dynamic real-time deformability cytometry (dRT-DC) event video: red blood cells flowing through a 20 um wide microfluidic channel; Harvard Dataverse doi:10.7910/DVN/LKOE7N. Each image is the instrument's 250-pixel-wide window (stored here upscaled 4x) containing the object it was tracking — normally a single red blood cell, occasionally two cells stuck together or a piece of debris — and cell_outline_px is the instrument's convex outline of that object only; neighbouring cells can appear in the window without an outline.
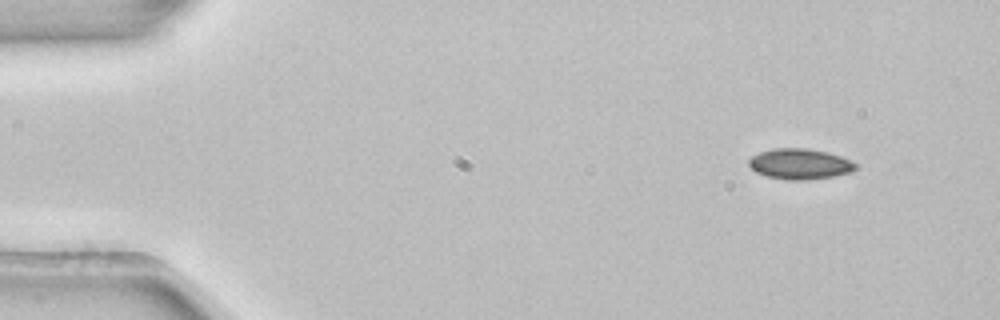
{"species": "common noctule bat (a hibernating species)", "species_latin": "Nyctalus noctula", "temperature_condition": "room temperature", "stored_images_in_passage": 4, "camera_frame_rate_fps": 3000, "um_per_image_px": 0.085, "animal": {"sex": "female", "body_mass_g": 22.7, "forearm_length_mm": 54.2}, "frame": {"image": 1, "passage_image": 1, "time_ms": 0.0, "image_size_px": [1000, 320], "cell_outline_px": [[856, 168], [848, 172], [832, 176], [808, 180], [788, 180], [768, 176], [756, 172], [748, 164], [748, 160], [752, 156], [760, 152], [772, 148], [808, 148], [828, 152], [852, 160], [856, 164]], "centroid_in_image_um": [67.97, 13.92], "position_along_channel_um": 17.0, "area_um2": 18.96}}
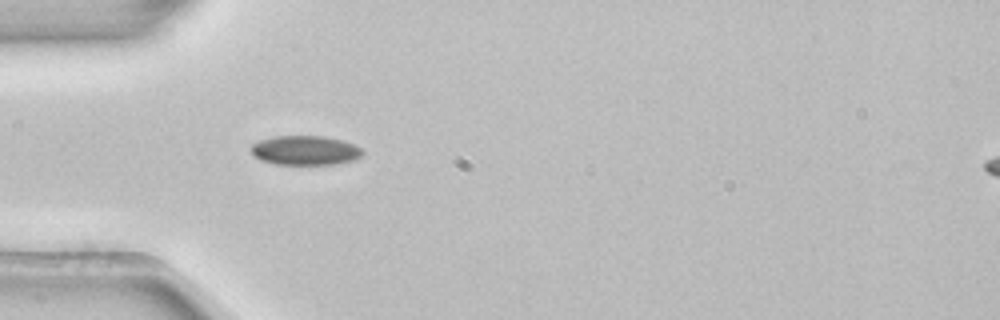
{"frame": {"image": 2, "passage_image": 4, "time_ms": 1.0, "image_size_px": [1000, 320], "cell_outline_px": [[364, 152], [360, 156], [352, 160], [332, 164], [276, 164], [260, 160], [248, 148], [252, 144], [260, 140], [272, 136], [324, 136], [340, 140], [352, 144], [360, 148]], "centroid_in_image_um": [25.88, 12.77], "position_along_channel_um": 59.1, "area_um2": 18.9}}